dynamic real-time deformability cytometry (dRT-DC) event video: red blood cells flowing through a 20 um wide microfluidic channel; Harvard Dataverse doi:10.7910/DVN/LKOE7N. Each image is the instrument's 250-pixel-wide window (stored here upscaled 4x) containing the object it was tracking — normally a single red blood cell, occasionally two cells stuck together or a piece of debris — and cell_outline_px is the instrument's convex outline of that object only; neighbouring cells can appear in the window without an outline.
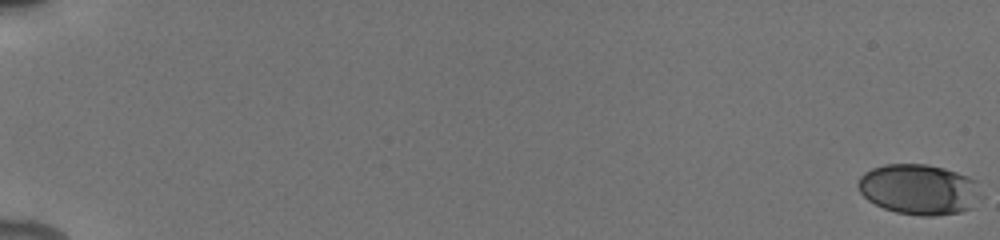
{"species": "human", "species_latin": "Homo sapiens", "temperature_condition": "cold", "stored_images_in_passage": 27, "camera_frame_rate_fps": 3000, "um_per_image_px": 0.085, "donor": {"sex": "male"}, "frame": {"image": 1, "passage_image": 1, "time_ms": 0.0, "image_size_px": [1000, 240], "cell_outline_px": [[976, 184], [972, 208], [960, 212], [936, 216], [920, 216], [896, 212], [884, 208], [868, 200], [860, 192], [856, 184], [860, 176], [864, 172], [872, 168], [884, 164], [928, 164], [944, 168], [968, 176], [976, 180]], "centroid_in_image_um": [78.02, 16.09], "position_along_channel_um": 7.0, "area_um2": 35.72}}
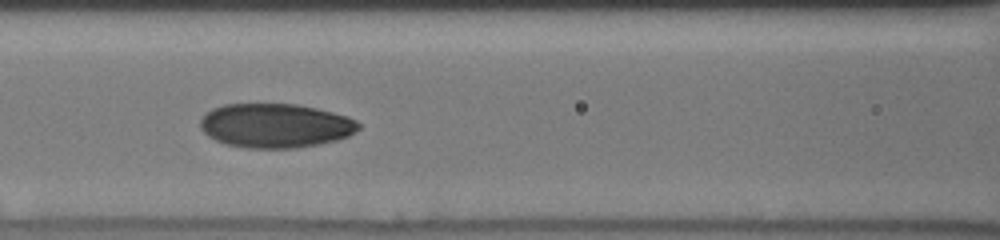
{"frame": {"image": 2, "passage_image": 19, "time_ms": 9.0, "image_size_px": [1000, 240], "cell_outline_px": [[360, 128], [356, 132], [348, 136], [336, 140], [320, 144], [296, 148], [248, 148], [228, 144], [216, 140], [208, 136], [200, 128], [200, 120], [212, 108], [224, 104], [296, 104], [316, 108], [348, 116], [356, 120], [360, 124]], "centroid_in_image_um": [23.43, 10.67], "position_along_channel_um": 143.2, "area_um2": 40.81}}
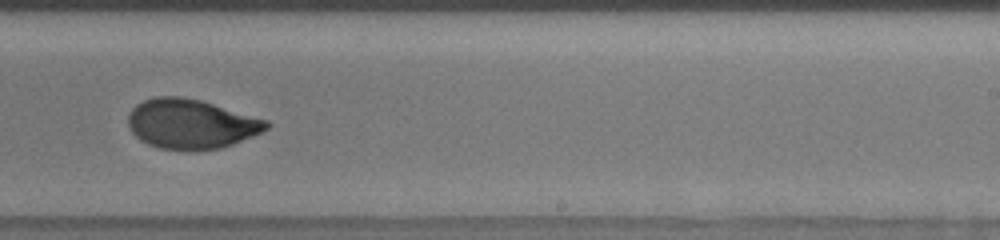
{"frame": {"image": 3, "passage_image": 25, "time_ms": 12.333, "image_size_px": [1000, 240], "cell_outline_px": [[272, 124], [268, 128], [252, 136], [232, 144], [220, 148], [192, 152], [160, 148], [148, 144], [140, 140], [128, 128], [128, 116], [132, 108], [136, 104], [144, 100], [156, 96], [180, 96], [200, 100], [268, 120]], "centroid_in_image_um": [16.22, 10.55], "position_along_channel_um": 272.8, "area_um2": 40.23}}